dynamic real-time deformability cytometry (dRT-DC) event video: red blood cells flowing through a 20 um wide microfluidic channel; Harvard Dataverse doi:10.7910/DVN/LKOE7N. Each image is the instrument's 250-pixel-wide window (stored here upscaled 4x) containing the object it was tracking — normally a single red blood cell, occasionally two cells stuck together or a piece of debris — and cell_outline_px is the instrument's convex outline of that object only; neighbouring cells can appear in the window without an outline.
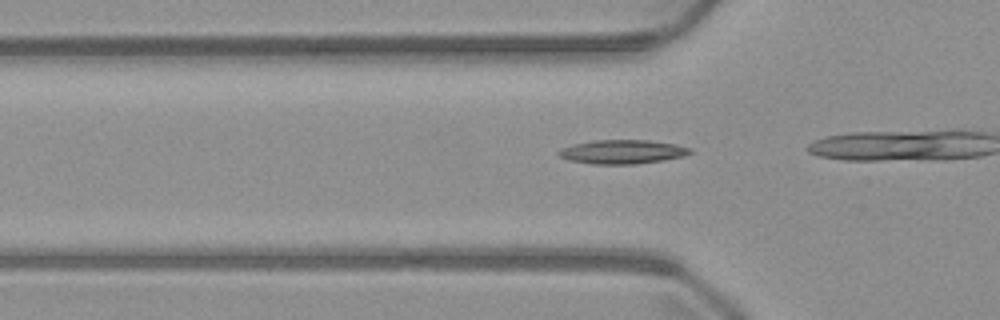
{"species": "common noctule bat (a hibernating species)", "species_latin": "Nyctalus noctula", "temperature_condition": "warm", "stored_images_in_passage": 6, "camera_frame_rate_fps": 3000, "um_per_image_px": 0.085, "animal": {"sex": "male", "body_mass_g": 23.1, "forearm_length_mm": 52.7}, "frame": {"image": 1, "passage_image": 2, "time_ms": 0.333, "image_size_px": [1000, 320], "cell_outline_px": [[692, 152], [684, 156], [664, 160], [636, 164], [592, 164], [568, 160], [560, 156], [556, 152], [560, 148], [572, 144], [596, 140], [648, 140], [676, 144], [692, 148]], "centroid_in_image_um": [52.89, 12.9], "position_along_channel_um": 72.9, "area_um2": 18.5}}
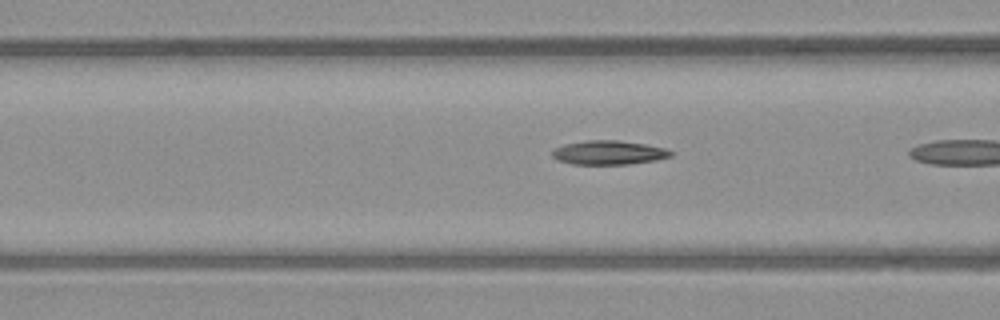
{"frame": {"image": 2, "passage_image": 5, "time_ms": 1.333, "image_size_px": [1000, 320], "cell_outline_px": [[676, 152], [672, 156], [656, 160], [628, 164], [572, 164], [556, 160], [552, 156], [552, 148], [564, 144], [584, 140], [616, 140], [644, 144], [664, 148]], "centroid_in_image_um": [51.71, 12.97], "position_along_channel_um": 114.9, "area_um2": 16.76}}